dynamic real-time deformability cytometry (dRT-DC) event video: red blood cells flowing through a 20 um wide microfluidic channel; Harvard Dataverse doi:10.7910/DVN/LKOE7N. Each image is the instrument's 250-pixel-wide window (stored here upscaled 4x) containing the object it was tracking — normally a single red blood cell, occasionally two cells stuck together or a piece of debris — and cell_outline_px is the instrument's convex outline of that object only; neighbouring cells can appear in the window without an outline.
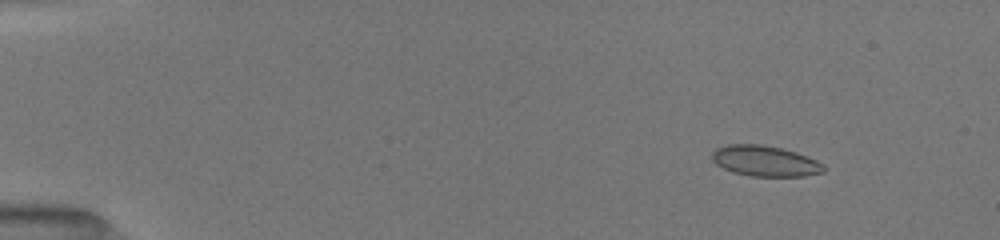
{"species": "common noctule bat (a hibernating species)", "species_latin": "Nyctalus noctula", "temperature_condition": "room temperature", "stored_images_in_passage": 46, "camera_frame_rate_fps": 3000, "um_per_image_px": 0.085, "animal": {"sex": "female", "body_mass_g": 19.5, "forearm_length_mm": 54.1}, "frame": {"image": 1, "passage_image": 1, "time_ms": 0.0, "image_size_px": [1000, 240], "cell_outline_px": [[828, 168], [824, 172], [804, 176], [752, 176], [732, 172], [716, 164], [712, 160], [712, 152], [716, 148], [728, 144], [760, 144], [780, 148], [796, 152], [816, 160], [824, 164]], "centroid_in_image_um": [65.04, 13.69], "position_along_channel_um": 20.0, "area_um2": 20.0}}
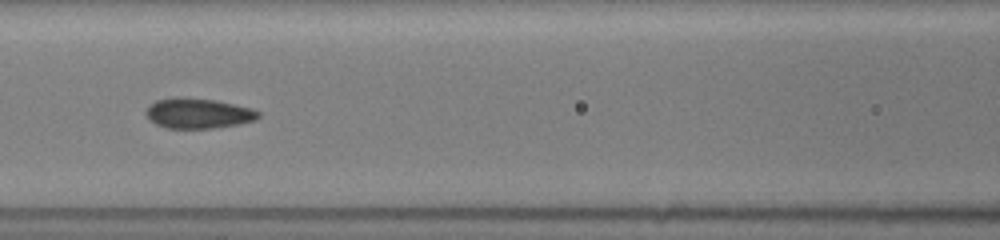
{"frame": {"image": 2, "passage_image": 19, "time_ms": 6.0, "image_size_px": [1000, 240], "cell_outline_px": [[260, 116], [256, 120], [240, 124], [212, 128], [168, 128], [156, 124], [148, 120], [144, 112], [148, 104], [156, 100], [172, 96], [176, 96], [216, 100], [252, 108], [260, 112]], "centroid_in_image_um": [16.8, 9.62], "position_along_channel_um": 149.8, "area_um2": 20.17}}
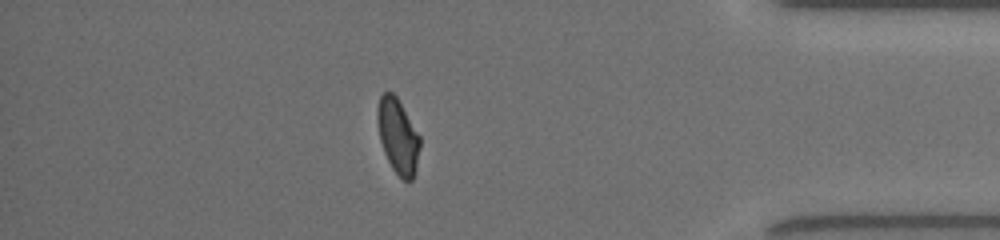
{"frame": {"image": 3, "passage_image": 40, "time_ms": 13.0, "image_size_px": [1000, 240], "cell_outline_px": [[420, 148], [416, 168], [412, 180], [404, 180], [392, 168], [384, 152], [380, 140], [376, 120], [376, 108], [380, 96], [384, 92], [392, 92], [396, 96], [420, 136]], "centroid_in_image_um": [33.8, 11.55], "position_along_channel_um": 401.4, "area_um2": 18.5}, "authors_computed_cell_mechanics": {"area_um2": 19.5653, "velocity_mm_per_s": 4.031, "shape_relaxation_time_tau1_ms": 10.617, "shape_relaxation_time_tau2_ms": null, "deformation_change_tau1": 0.1912, "deformation_change_tau2": null}}